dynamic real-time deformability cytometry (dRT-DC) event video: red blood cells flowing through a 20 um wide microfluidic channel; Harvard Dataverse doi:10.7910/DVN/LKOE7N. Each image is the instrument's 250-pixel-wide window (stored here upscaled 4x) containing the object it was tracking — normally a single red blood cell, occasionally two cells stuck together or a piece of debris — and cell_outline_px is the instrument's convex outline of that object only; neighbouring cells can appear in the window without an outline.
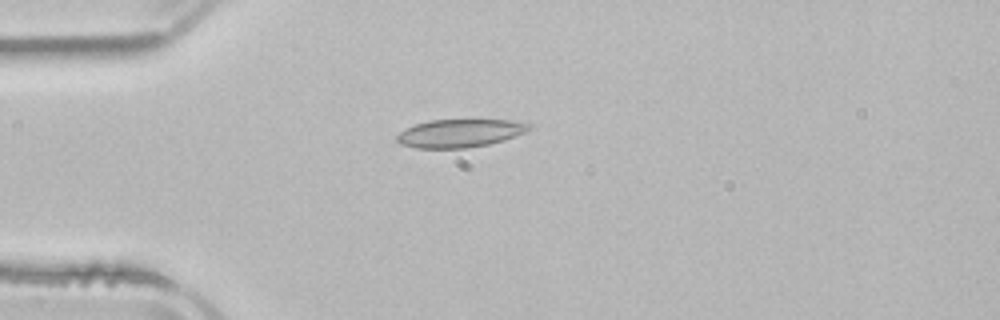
{"species": "common noctule bat (a hibernating species)", "species_latin": "Nyctalus noctula", "temperature_condition": "room temperature", "stored_images_in_passage": 3, "camera_frame_rate_fps": 3000, "um_per_image_px": 0.085, "animal": {"sex": "male", "body_mass_g": 21.5, "forearm_length_mm": 52.0}, "frame": {"image": 1, "passage_image": 3, "time_ms": 3.667, "image_size_px": [1000, 320], "cell_outline_px": [[532, 128], [524, 132], [488, 144], [468, 148], [416, 148], [400, 144], [396, 140], [396, 136], [400, 132], [416, 124], [432, 120], [508, 120], [532, 124]], "centroid_in_image_um": [39.05, 11.32], "position_along_channel_um": 45.9, "area_um2": 21.27}}